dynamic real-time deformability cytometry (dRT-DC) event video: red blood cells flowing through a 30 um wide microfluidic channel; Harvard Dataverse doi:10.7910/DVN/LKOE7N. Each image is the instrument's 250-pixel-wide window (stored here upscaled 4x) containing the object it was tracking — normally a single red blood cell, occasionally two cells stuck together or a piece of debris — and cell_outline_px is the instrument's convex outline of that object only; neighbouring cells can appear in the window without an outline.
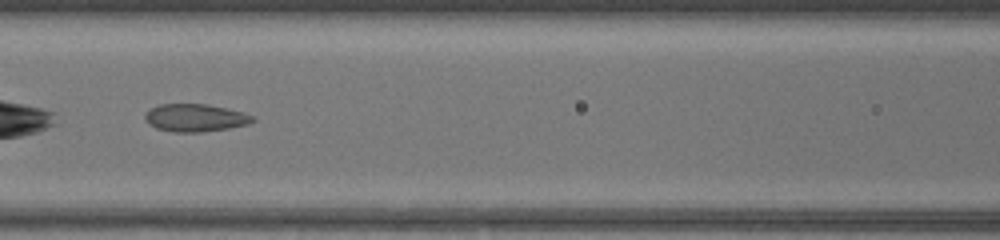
{"species": "common noctule bat (a hibernating species)", "species_latin": "Nyctalus noctula", "temperature_condition": "warm", "stored_images_in_passage": 40, "camera_frame_rate_fps": 3000, "um_per_image_px": 0.085, "animal": {"sex": "female", "body_mass_g": 17.0, "forearm_length_mm": 48.0}, "frame": {"image": 1, "passage_image": 20, "time_ms": 6.333, "image_size_px": [1000, 240], "cell_outline_px": [[256, 120], [248, 124], [228, 128], [200, 132], [172, 132], [156, 128], [148, 124], [144, 120], [144, 116], [152, 108], [160, 104], [208, 104], [228, 108], [244, 112], [252, 116]], "centroid_in_image_um": [16.6, 10.01], "position_along_channel_um": 150.0, "area_um2": 17.4}}
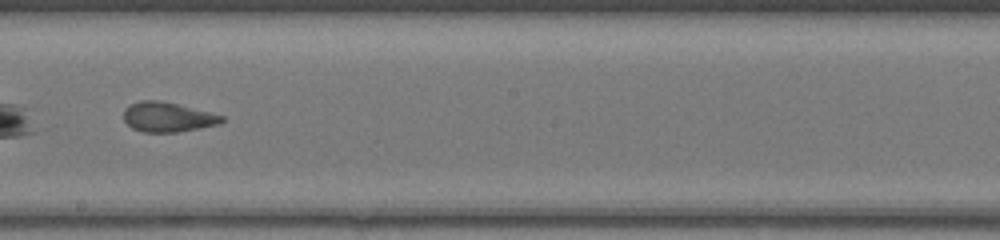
{"frame": {"image": 2, "passage_image": 26, "time_ms": 8.333, "image_size_px": [1000, 240], "cell_outline_px": [[224, 120], [220, 124], [176, 132], [144, 132], [132, 128], [124, 120], [124, 108], [132, 104], [144, 100], [160, 100], [224, 116]], "centroid_in_image_um": [14.24, 9.95], "position_along_channel_um": 234.0, "area_um2": 16.7}}
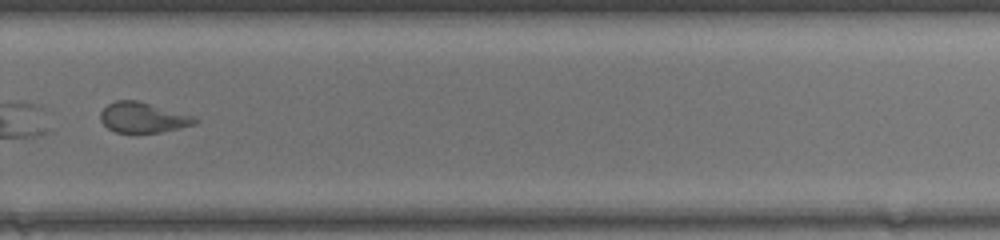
{"frame": {"image": 3, "passage_image": 32, "time_ms": 10.333, "image_size_px": [1000, 240], "cell_outline_px": [[200, 120], [196, 124], [160, 132], [116, 132], [108, 128], [100, 120], [100, 112], [108, 104], [116, 100], [140, 100], [192, 116]], "centroid_in_image_um": [12.14, 9.97], "position_along_channel_um": 317.7, "area_um2": 16.59}, "authors_computed_cell_mechanics": {"area_um2": 18.8428, "velocity_mm_per_s": 4.21, "shape_relaxation_time_tau1_ms": null, "shape_relaxation_time_tau2_ms": 1.8901, "deformation_change_tau1": null, "deformation_change_tau2": 0.0956}}